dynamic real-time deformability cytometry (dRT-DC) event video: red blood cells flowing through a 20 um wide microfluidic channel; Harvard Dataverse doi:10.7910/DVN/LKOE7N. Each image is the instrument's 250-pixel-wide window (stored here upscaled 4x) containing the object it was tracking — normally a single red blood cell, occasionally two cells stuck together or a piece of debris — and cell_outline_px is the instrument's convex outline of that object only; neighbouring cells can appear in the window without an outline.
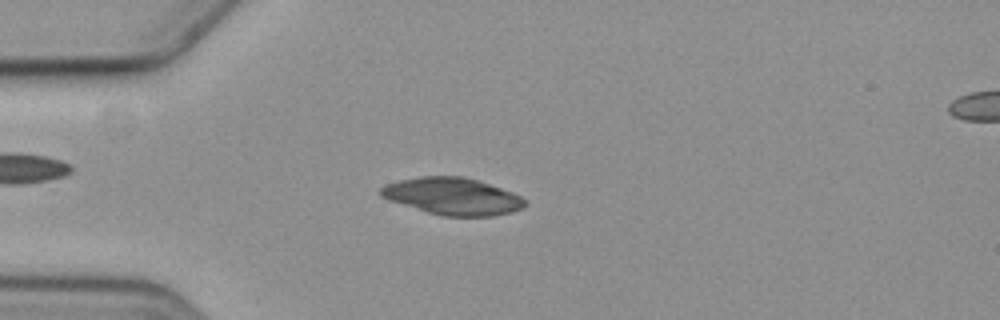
{"species": "common noctule bat (a hibernating species)", "species_latin": "Nyctalus noctula", "temperature_condition": "cold", "stored_images_in_passage": 45, "camera_frame_rate_fps": 3000, "um_per_image_px": 0.085, "animal": {"sex": "female", "body_mass_g": 19.3, "forearm_length_mm": 54.1}, "frame": {"image": 1, "passage_image": 3, "time_ms": 0.667, "image_size_px": [1000, 320], "cell_outline_px": [[528, 204], [524, 208], [512, 212], [492, 216], [444, 216], [428, 212], [388, 200], [380, 196], [376, 192], [384, 184], [400, 180], [420, 176], [464, 176], [512, 192], [528, 200]], "centroid_in_image_um": [38.46, 16.68], "position_along_channel_um": 46.5, "area_um2": 31.27}}